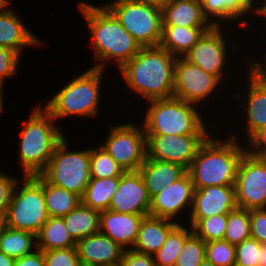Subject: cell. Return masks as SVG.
<instances>
[{"mask_svg":"<svg viewBox=\"0 0 266 266\" xmlns=\"http://www.w3.org/2000/svg\"><path fill=\"white\" fill-rule=\"evenodd\" d=\"M244 78L248 79H245L246 83L248 81L246 84L247 89L243 88L244 91H242V93L245 96H242L243 100L241 102L244 101V103L240 105L242 108L238 109L239 111L242 110L243 115H245H240V117H243L240 119L245 121L243 122L244 125L241 123V126H244V128H242L243 132L240 128V132H238L240 133L239 135L237 130L236 132H232L233 134L230 132L228 133V135L238 139L239 141L242 139V143H245V141H247L258 130L266 128V90L254 83L247 75L246 77L244 76ZM243 97H245L246 100ZM241 132L244 134V137Z\"/></svg>","mask_w":266,"mask_h":266,"instance_id":"cell-18","label":"cell"},{"mask_svg":"<svg viewBox=\"0 0 266 266\" xmlns=\"http://www.w3.org/2000/svg\"><path fill=\"white\" fill-rule=\"evenodd\" d=\"M43 193L49 217H64L80 203L81 197L64 188L51 185L43 178Z\"/></svg>","mask_w":266,"mask_h":266,"instance_id":"cell-30","label":"cell"},{"mask_svg":"<svg viewBox=\"0 0 266 266\" xmlns=\"http://www.w3.org/2000/svg\"><path fill=\"white\" fill-rule=\"evenodd\" d=\"M211 28L162 25L159 46L176 57H183L202 35Z\"/></svg>","mask_w":266,"mask_h":266,"instance_id":"cell-26","label":"cell"},{"mask_svg":"<svg viewBox=\"0 0 266 266\" xmlns=\"http://www.w3.org/2000/svg\"><path fill=\"white\" fill-rule=\"evenodd\" d=\"M106 70L93 68L65 83L42 106L59 121L67 117L95 118L99 115L100 97L103 95L102 79ZM101 95V96H100Z\"/></svg>","mask_w":266,"mask_h":266,"instance_id":"cell-6","label":"cell"},{"mask_svg":"<svg viewBox=\"0 0 266 266\" xmlns=\"http://www.w3.org/2000/svg\"><path fill=\"white\" fill-rule=\"evenodd\" d=\"M251 237L250 210L235 208L227 214V225L223 240L238 245Z\"/></svg>","mask_w":266,"mask_h":266,"instance_id":"cell-33","label":"cell"},{"mask_svg":"<svg viewBox=\"0 0 266 266\" xmlns=\"http://www.w3.org/2000/svg\"><path fill=\"white\" fill-rule=\"evenodd\" d=\"M177 57L158 46L141 47L118 72L136 97L150 101L173 97L174 65Z\"/></svg>","mask_w":266,"mask_h":266,"instance_id":"cell-2","label":"cell"},{"mask_svg":"<svg viewBox=\"0 0 266 266\" xmlns=\"http://www.w3.org/2000/svg\"><path fill=\"white\" fill-rule=\"evenodd\" d=\"M4 87L0 86V115L3 114L4 112V109H5V98L3 97L4 96ZM2 113V114H1Z\"/></svg>","mask_w":266,"mask_h":266,"instance_id":"cell-52","label":"cell"},{"mask_svg":"<svg viewBox=\"0 0 266 266\" xmlns=\"http://www.w3.org/2000/svg\"><path fill=\"white\" fill-rule=\"evenodd\" d=\"M227 225V214L201 218L193 227V232L205 243L212 240H223Z\"/></svg>","mask_w":266,"mask_h":266,"instance_id":"cell-36","label":"cell"},{"mask_svg":"<svg viewBox=\"0 0 266 266\" xmlns=\"http://www.w3.org/2000/svg\"><path fill=\"white\" fill-rule=\"evenodd\" d=\"M65 136L40 174L48 183L83 196L91 179L90 148L71 150Z\"/></svg>","mask_w":266,"mask_h":266,"instance_id":"cell-8","label":"cell"},{"mask_svg":"<svg viewBox=\"0 0 266 266\" xmlns=\"http://www.w3.org/2000/svg\"><path fill=\"white\" fill-rule=\"evenodd\" d=\"M14 266H45L43 251L37 248L21 258H16Z\"/></svg>","mask_w":266,"mask_h":266,"instance_id":"cell-45","label":"cell"},{"mask_svg":"<svg viewBox=\"0 0 266 266\" xmlns=\"http://www.w3.org/2000/svg\"><path fill=\"white\" fill-rule=\"evenodd\" d=\"M237 207L235 186H207L195 189L189 225L193 227L201 218L228 214Z\"/></svg>","mask_w":266,"mask_h":266,"instance_id":"cell-17","label":"cell"},{"mask_svg":"<svg viewBox=\"0 0 266 266\" xmlns=\"http://www.w3.org/2000/svg\"><path fill=\"white\" fill-rule=\"evenodd\" d=\"M15 259L0 251V266H14Z\"/></svg>","mask_w":266,"mask_h":266,"instance_id":"cell-50","label":"cell"},{"mask_svg":"<svg viewBox=\"0 0 266 266\" xmlns=\"http://www.w3.org/2000/svg\"><path fill=\"white\" fill-rule=\"evenodd\" d=\"M199 266H214V265L205 258Z\"/></svg>","mask_w":266,"mask_h":266,"instance_id":"cell-54","label":"cell"},{"mask_svg":"<svg viewBox=\"0 0 266 266\" xmlns=\"http://www.w3.org/2000/svg\"><path fill=\"white\" fill-rule=\"evenodd\" d=\"M37 248L42 251L76 247L63 218L49 217L36 235Z\"/></svg>","mask_w":266,"mask_h":266,"instance_id":"cell-28","label":"cell"},{"mask_svg":"<svg viewBox=\"0 0 266 266\" xmlns=\"http://www.w3.org/2000/svg\"><path fill=\"white\" fill-rule=\"evenodd\" d=\"M141 47L158 46L162 36V9L136 0L104 4Z\"/></svg>","mask_w":266,"mask_h":266,"instance_id":"cell-9","label":"cell"},{"mask_svg":"<svg viewBox=\"0 0 266 266\" xmlns=\"http://www.w3.org/2000/svg\"><path fill=\"white\" fill-rule=\"evenodd\" d=\"M11 8L12 6L0 13V47L12 49L22 56L26 48L43 46L45 43L42 39Z\"/></svg>","mask_w":266,"mask_h":266,"instance_id":"cell-20","label":"cell"},{"mask_svg":"<svg viewBox=\"0 0 266 266\" xmlns=\"http://www.w3.org/2000/svg\"><path fill=\"white\" fill-rule=\"evenodd\" d=\"M37 249L36 235L6 227L0 238V251L14 259L21 258Z\"/></svg>","mask_w":266,"mask_h":266,"instance_id":"cell-31","label":"cell"},{"mask_svg":"<svg viewBox=\"0 0 266 266\" xmlns=\"http://www.w3.org/2000/svg\"><path fill=\"white\" fill-rule=\"evenodd\" d=\"M10 0H0V13L4 12L7 8L10 7Z\"/></svg>","mask_w":266,"mask_h":266,"instance_id":"cell-53","label":"cell"},{"mask_svg":"<svg viewBox=\"0 0 266 266\" xmlns=\"http://www.w3.org/2000/svg\"><path fill=\"white\" fill-rule=\"evenodd\" d=\"M226 28L229 30L228 27L213 26L210 30L206 31L183 56L189 62L202 68L206 73L216 76L224 83L225 81L228 82L225 78L227 73H230L229 71H225L231 61L228 57L230 53L227 52L231 51V55H233L234 52L236 53V50L242 53V50L240 51L242 48H239L241 47L239 46V42L236 44L234 43V45L233 41L228 42V40L231 41L228 39L231 37L224 34L226 33L224 32Z\"/></svg>","mask_w":266,"mask_h":266,"instance_id":"cell-11","label":"cell"},{"mask_svg":"<svg viewBox=\"0 0 266 266\" xmlns=\"http://www.w3.org/2000/svg\"><path fill=\"white\" fill-rule=\"evenodd\" d=\"M250 143V144H249ZM246 152L252 154L257 148H266V128L260 129L255 132L245 142Z\"/></svg>","mask_w":266,"mask_h":266,"instance_id":"cell-46","label":"cell"},{"mask_svg":"<svg viewBox=\"0 0 266 266\" xmlns=\"http://www.w3.org/2000/svg\"><path fill=\"white\" fill-rule=\"evenodd\" d=\"M149 197L152 198L165 187H169L187 173V168L181 164L156 160L152 158L145 159L139 167Z\"/></svg>","mask_w":266,"mask_h":266,"instance_id":"cell-24","label":"cell"},{"mask_svg":"<svg viewBox=\"0 0 266 266\" xmlns=\"http://www.w3.org/2000/svg\"><path fill=\"white\" fill-rule=\"evenodd\" d=\"M251 155L266 165V148H257Z\"/></svg>","mask_w":266,"mask_h":266,"instance_id":"cell-49","label":"cell"},{"mask_svg":"<svg viewBox=\"0 0 266 266\" xmlns=\"http://www.w3.org/2000/svg\"><path fill=\"white\" fill-rule=\"evenodd\" d=\"M91 178L121 177L125 172L101 145L90 148Z\"/></svg>","mask_w":266,"mask_h":266,"instance_id":"cell-34","label":"cell"},{"mask_svg":"<svg viewBox=\"0 0 266 266\" xmlns=\"http://www.w3.org/2000/svg\"><path fill=\"white\" fill-rule=\"evenodd\" d=\"M21 55L12 49L0 47V86L5 87L8 78L18 74Z\"/></svg>","mask_w":266,"mask_h":266,"instance_id":"cell-39","label":"cell"},{"mask_svg":"<svg viewBox=\"0 0 266 266\" xmlns=\"http://www.w3.org/2000/svg\"><path fill=\"white\" fill-rule=\"evenodd\" d=\"M251 237L266 244V208L250 210Z\"/></svg>","mask_w":266,"mask_h":266,"instance_id":"cell-43","label":"cell"},{"mask_svg":"<svg viewBox=\"0 0 266 266\" xmlns=\"http://www.w3.org/2000/svg\"><path fill=\"white\" fill-rule=\"evenodd\" d=\"M147 103L141 120L146 135H213L210 130L216 129L208 127L198 106L181 99L170 97Z\"/></svg>","mask_w":266,"mask_h":266,"instance_id":"cell-5","label":"cell"},{"mask_svg":"<svg viewBox=\"0 0 266 266\" xmlns=\"http://www.w3.org/2000/svg\"><path fill=\"white\" fill-rule=\"evenodd\" d=\"M143 215L118 213L110 209L100 213V232L125 250L132 249Z\"/></svg>","mask_w":266,"mask_h":266,"instance_id":"cell-22","label":"cell"},{"mask_svg":"<svg viewBox=\"0 0 266 266\" xmlns=\"http://www.w3.org/2000/svg\"><path fill=\"white\" fill-rule=\"evenodd\" d=\"M217 131L200 147L187 172L194 188L234 186L245 144L230 135L217 138ZM213 137V138H212ZM223 137V138H222Z\"/></svg>","mask_w":266,"mask_h":266,"instance_id":"cell-3","label":"cell"},{"mask_svg":"<svg viewBox=\"0 0 266 266\" xmlns=\"http://www.w3.org/2000/svg\"><path fill=\"white\" fill-rule=\"evenodd\" d=\"M151 198L144 179L138 171H126L119 180L109 209L118 213L149 215Z\"/></svg>","mask_w":266,"mask_h":266,"instance_id":"cell-16","label":"cell"},{"mask_svg":"<svg viewBox=\"0 0 266 266\" xmlns=\"http://www.w3.org/2000/svg\"><path fill=\"white\" fill-rule=\"evenodd\" d=\"M205 259V242L192 232L186 239L175 266H199Z\"/></svg>","mask_w":266,"mask_h":266,"instance_id":"cell-38","label":"cell"},{"mask_svg":"<svg viewBox=\"0 0 266 266\" xmlns=\"http://www.w3.org/2000/svg\"><path fill=\"white\" fill-rule=\"evenodd\" d=\"M194 191L191 176L187 172L182 178L173 182L169 187H165L151 198L149 215L177 221L181 215L184 216L188 212L189 214H186V216L189 217L193 205Z\"/></svg>","mask_w":266,"mask_h":266,"instance_id":"cell-15","label":"cell"},{"mask_svg":"<svg viewBox=\"0 0 266 266\" xmlns=\"http://www.w3.org/2000/svg\"><path fill=\"white\" fill-rule=\"evenodd\" d=\"M162 9L170 0H136Z\"/></svg>","mask_w":266,"mask_h":266,"instance_id":"cell-48","label":"cell"},{"mask_svg":"<svg viewBox=\"0 0 266 266\" xmlns=\"http://www.w3.org/2000/svg\"><path fill=\"white\" fill-rule=\"evenodd\" d=\"M76 249L82 266L120 265L125 250L101 232L77 241Z\"/></svg>","mask_w":266,"mask_h":266,"instance_id":"cell-19","label":"cell"},{"mask_svg":"<svg viewBox=\"0 0 266 266\" xmlns=\"http://www.w3.org/2000/svg\"><path fill=\"white\" fill-rule=\"evenodd\" d=\"M0 170V214L6 215L11 202L12 194L16 183L19 181L17 176L3 173Z\"/></svg>","mask_w":266,"mask_h":266,"instance_id":"cell-42","label":"cell"},{"mask_svg":"<svg viewBox=\"0 0 266 266\" xmlns=\"http://www.w3.org/2000/svg\"><path fill=\"white\" fill-rule=\"evenodd\" d=\"M7 227L6 215L0 214V238Z\"/></svg>","mask_w":266,"mask_h":266,"instance_id":"cell-51","label":"cell"},{"mask_svg":"<svg viewBox=\"0 0 266 266\" xmlns=\"http://www.w3.org/2000/svg\"><path fill=\"white\" fill-rule=\"evenodd\" d=\"M211 135H146L147 158L189 168L200 147Z\"/></svg>","mask_w":266,"mask_h":266,"instance_id":"cell-14","label":"cell"},{"mask_svg":"<svg viewBox=\"0 0 266 266\" xmlns=\"http://www.w3.org/2000/svg\"><path fill=\"white\" fill-rule=\"evenodd\" d=\"M39 103L32 108L27 121L22 122L19 154L16 159L23 176L40 175L47 167L55 148L65 137V131L52 115Z\"/></svg>","mask_w":266,"mask_h":266,"instance_id":"cell-4","label":"cell"},{"mask_svg":"<svg viewBox=\"0 0 266 266\" xmlns=\"http://www.w3.org/2000/svg\"><path fill=\"white\" fill-rule=\"evenodd\" d=\"M234 186L239 208H266V165L247 152L239 162Z\"/></svg>","mask_w":266,"mask_h":266,"instance_id":"cell-13","label":"cell"},{"mask_svg":"<svg viewBox=\"0 0 266 266\" xmlns=\"http://www.w3.org/2000/svg\"><path fill=\"white\" fill-rule=\"evenodd\" d=\"M77 5L91 36L89 44L93 50V60L97 63L93 68L105 70L108 63L113 62L120 69L139 52L140 44L104 3L96 6L81 0Z\"/></svg>","mask_w":266,"mask_h":266,"instance_id":"cell-1","label":"cell"},{"mask_svg":"<svg viewBox=\"0 0 266 266\" xmlns=\"http://www.w3.org/2000/svg\"><path fill=\"white\" fill-rule=\"evenodd\" d=\"M266 48H263L261 46V50ZM243 59L245 61V64L247 62V73H248V77L254 82L256 83L258 86H260L261 88L266 90V52L264 53V57L263 54L259 55L261 56L263 59L261 60V57H259L258 60L254 61V57H248V59L246 58ZM251 58V59H250ZM247 60V61H246ZM262 62V63H261Z\"/></svg>","mask_w":266,"mask_h":266,"instance_id":"cell-41","label":"cell"},{"mask_svg":"<svg viewBox=\"0 0 266 266\" xmlns=\"http://www.w3.org/2000/svg\"><path fill=\"white\" fill-rule=\"evenodd\" d=\"M22 178L15 185L8 207L7 227L37 235L49 218L43 193V177L35 175Z\"/></svg>","mask_w":266,"mask_h":266,"instance_id":"cell-7","label":"cell"},{"mask_svg":"<svg viewBox=\"0 0 266 266\" xmlns=\"http://www.w3.org/2000/svg\"><path fill=\"white\" fill-rule=\"evenodd\" d=\"M179 223L168 235L163 246L153 254L156 266H175L185 239L193 232L192 227Z\"/></svg>","mask_w":266,"mask_h":266,"instance_id":"cell-32","label":"cell"},{"mask_svg":"<svg viewBox=\"0 0 266 266\" xmlns=\"http://www.w3.org/2000/svg\"><path fill=\"white\" fill-rule=\"evenodd\" d=\"M221 85L222 82L216 76L206 73L184 57H177L174 65L173 97L200 107L209 98L216 100L214 92L216 94L220 89L222 93Z\"/></svg>","mask_w":266,"mask_h":266,"instance_id":"cell-12","label":"cell"},{"mask_svg":"<svg viewBox=\"0 0 266 266\" xmlns=\"http://www.w3.org/2000/svg\"><path fill=\"white\" fill-rule=\"evenodd\" d=\"M120 266H156L153 255L136 252L132 249L124 250Z\"/></svg>","mask_w":266,"mask_h":266,"instance_id":"cell-44","label":"cell"},{"mask_svg":"<svg viewBox=\"0 0 266 266\" xmlns=\"http://www.w3.org/2000/svg\"><path fill=\"white\" fill-rule=\"evenodd\" d=\"M100 211L80 203L62 217L71 237L77 242L84 237L100 232Z\"/></svg>","mask_w":266,"mask_h":266,"instance_id":"cell-27","label":"cell"},{"mask_svg":"<svg viewBox=\"0 0 266 266\" xmlns=\"http://www.w3.org/2000/svg\"><path fill=\"white\" fill-rule=\"evenodd\" d=\"M107 137L100 145L122 170L138 171L147 157L146 134L142 124L128 121L109 124Z\"/></svg>","mask_w":266,"mask_h":266,"instance_id":"cell-10","label":"cell"},{"mask_svg":"<svg viewBox=\"0 0 266 266\" xmlns=\"http://www.w3.org/2000/svg\"><path fill=\"white\" fill-rule=\"evenodd\" d=\"M261 16V17H260ZM262 19V17L266 20V0H256V17L253 19L255 23V19Z\"/></svg>","mask_w":266,"mask_h":266,"instance_id":"cell-47","label":"cell"},{"mask_svg":"<svg viewBox=\"0 0 266 266\" xmlns=\"http://www.w3.org/2000/svg\"><path fill=\"white\" fill-rule=\"evenodd\" d=\"M205 258L214 266H235V245L225 240H212L205 243Z\"/></svg>","mask_w":266,"mask_h":266,"instance_id":"cell-37","label":"cell"},{"mask_svg":"<svg viewBox=\"0 0 266 266\" xmlns=\"http://www.w3.org/2000/svg\"><path fill=\"white\" fill-rule=\"evenodd\" d=\"M163 25L213 27L203 15L200 0H170L162 8Z\"/></svg>","mask_w":266,"mask_h":266,"instance_id":"cell-25","label":"cell"},{"mask_svg":"<svg viewBox=\"0 0 266 266\" xmlns=\"http://www.w3.org/2000/svg\"><path fill=\"white\" fill-rule=\"evenodd\" d=\"M203 15L213 26H228V23L241 22L247 24L245 19L256 16V0H200ZM249 15V16H248ZM247 17V18H246ZM236 19V20H235ZM226 20V21H225ZM241 20V21H240ZM244 20V21H242ZM225 21V22H224ZM229 21V22H228ZM222 23H225L222 25ZM227 23V25H226Z\"/></svg>","mask_w":266,"mask_h":266,"instance_id":"cell-21","label":"cell"},{"mask_svg":"<svg viewBox=\"0 0 266 266\" xmlns=\"http://www.w3.org/2000/svg\"><path fill=\"white\" fill-rule=\"evenodd\" d=\"M235 254V266H266V244L252 237L236 245Z\"/></svg>","mask_w":266,"mask_h":266,"instance_id":"cell-35","label":"cell"},{"mask_svg":"<svg viewBox=\"0 0 266 266\" xmlns=\"http://www.w3.org/2000/svg\"><path fill=\"white\" fill-rule=\"evenodd\" d=\"M119 180L120 177L91 178L81 197V203L100 212L108 210Z\"/></svg>","mask_w":266,"mask_h":266,"instance_id":"cell-29","label":"cell"},{"mask_svg":"<svg viewBox=\"0 0 266 266\" xmlns=\"http://www.w3.org/2000/svg\"><path fill=\"white\" fill-rule=\"evenodd\" d=\"M45 266H82L76 247L43 251Z\"/></svg>","mask_w":266,"mask_h":266,"instance_id":"cell-40","label":"cell"},{"mask_svg":"<svg viewBox=\"0 0 266 266\" xmlns=\"http://www.w3.org/2000/svg\"><path fill=\"white\" fill-rule=\"evenodd\" d=\"M179 223V220L176 222L150 215L143 217L132 250L148 255L155 254L166 242L169 233Z\"/></svg>","mask_w":266,"mask_h":266,"instance_id":"cell-23","label":"cell"}]
</instances>
